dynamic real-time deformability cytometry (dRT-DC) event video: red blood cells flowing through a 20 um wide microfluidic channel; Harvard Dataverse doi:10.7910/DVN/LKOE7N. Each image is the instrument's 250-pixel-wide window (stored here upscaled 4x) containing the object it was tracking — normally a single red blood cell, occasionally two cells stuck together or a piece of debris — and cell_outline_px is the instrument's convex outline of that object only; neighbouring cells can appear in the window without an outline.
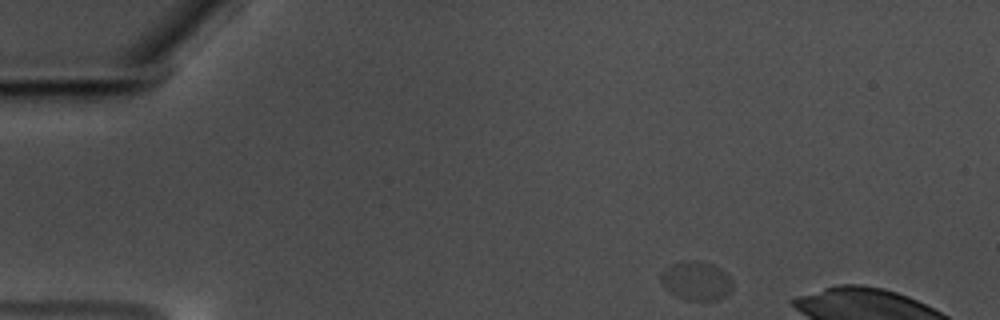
{"species": "common noctule bat (a hibernating species)", "species_latin": "Nyctalus noctula", "temperature_condition": "warm", "stored_images_in_passage": 8, "camera_frame_rate_fps": 3000, "um_per_image_px": 0.085, "animal": {"sex": "male", "body_mass_g": 17.5, "forearm_length_mm": 52.3}, "frame": {"image": 1, "passage_image": 1, "time_ms": 0.0, "image_size_px": [1000, 320], "cell_outline_px": [[732, 288], [720, 300], [684, 300], [668, 292], [660, 280], [660, 272], [672, 264], [680, 260], [700, 260], [712, 264], [720, 268], [732, 280]], "centroid_in_image_um": [59.15, 23.86], "position_along_channel_um": 25.9, "area_um2": 16.47}}